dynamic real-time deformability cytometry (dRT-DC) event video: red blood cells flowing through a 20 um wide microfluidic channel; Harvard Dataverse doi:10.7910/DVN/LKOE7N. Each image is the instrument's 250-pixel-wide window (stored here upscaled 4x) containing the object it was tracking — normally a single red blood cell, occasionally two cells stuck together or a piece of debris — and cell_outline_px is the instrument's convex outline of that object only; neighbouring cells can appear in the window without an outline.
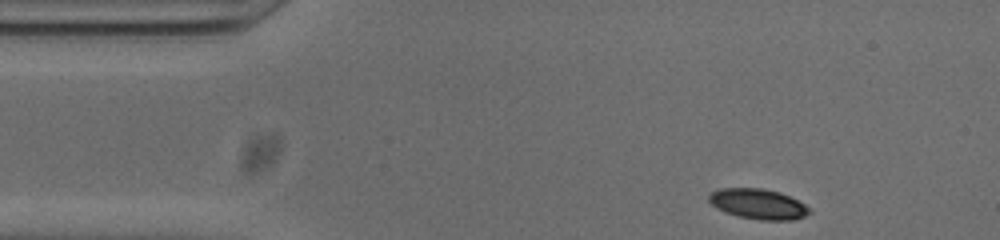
{"species": "common noctule bat (a hibernating species)", "species_latin": "Nyctalus noctula", "temperature_condition": "cold", "stored_images_in_passage": 47, "camera_frame_rate_fps": 3000, "um_per_image_px": 0.085, "animal": {"sex": "male", "body_mass_g": 20.0, "forearm_length_mm": 53.3}, "frame": {"image": 1, "passage_image": 1, "time_ms": 0.0, "image_size_px": [1000, 240], "cell_outline_px": [[812, 212], [804, 216], [792, 220], [760, 220], [740, 216], [724, 212], [716, 208], [708, 200], [708, 196], [712, 192], [720, 188], [764, 188], [780, 192], [804, 204]], "centroid_in_image_um": [64.42, 17.33], "position_along_channel_um": 20.6, "area_um2": 17.63}}
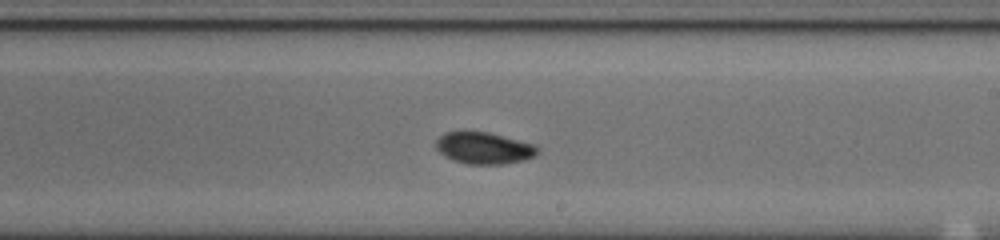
{"frame": {"image": 2, "passage_image": 24, "time_ms": 7.667, "image_size_px": [1000, 240], "cell_outline_px": [[540, 152], [536, 156], [524, 160], [504, 164], [468, 164], [452, 160], [444, 156], [436, 148], [436, 140], [444, 132], [488, 132], [536, 144], [540, 148]], "centroid_in_image_um": [41.18, 12.59], "position_along_channel_um": 247.8, "area_um2": 18.96}}
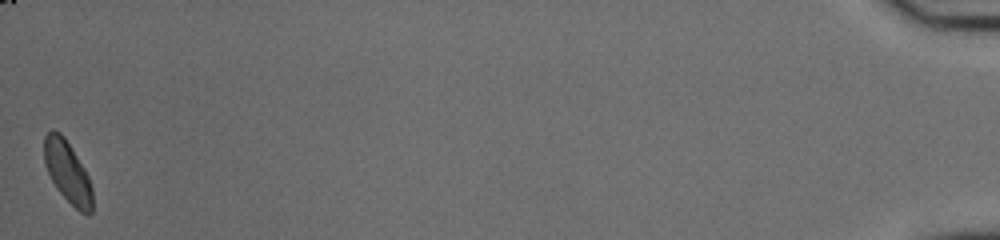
{"frame": {"image": 3, "passage_image": 47, "time_ms": 15.333, "image_size_px": [1000, 240], "cell_outline_px": [[92, 212], [80, 212], [56, 188], [48, 172], [44, 160], [44, 136], [52, 128], [60, 132], [64, 136], [84, 168], [88, 176], [92, 188]], "centroid_in_image_um": [5.73, 14.57], "position_along_channel_um": 429.5, "area_um2": 17.05}, "authors_computed_cell_mechanics": {"area_um2": 18.4382, "velocity_mm_per_s": 3.7963, "shape_relaxation_time_tau1_ms": 5.3775, "shape_relaxation_time_tau2_ms": 4.0626, "deformation_change_tau1": 0.1388, "deformation_change_tau2": 0.0596}}